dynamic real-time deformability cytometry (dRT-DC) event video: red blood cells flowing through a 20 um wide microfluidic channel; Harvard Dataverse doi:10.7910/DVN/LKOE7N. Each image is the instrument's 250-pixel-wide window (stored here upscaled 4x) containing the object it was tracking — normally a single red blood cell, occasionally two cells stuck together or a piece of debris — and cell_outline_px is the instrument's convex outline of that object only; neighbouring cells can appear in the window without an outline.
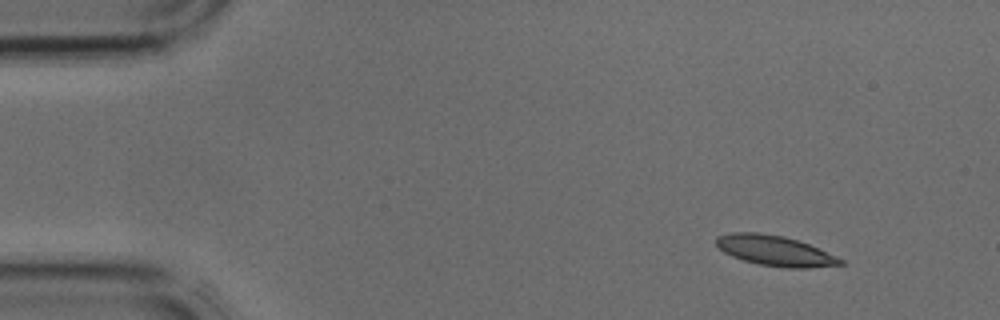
{"species": "common noctule bat (a hibernating species)", "species_latin": "Nyctalus noctula", "temperature_condition": "cold", "stored_images_in_passage": 4, "camera_frame_rate_fps": 3000, "um_per_image_px": 0.085, "animal": {"sex": "male", "body_mass_g": 17.9, "forearm_length_mm": 54.2}, "frame": {"image": 1, "passage_image": 2, "time_ms": 0.333, "image_size_px": [1000, 320], "cell_outline_px": [[844, 264], [808, 268], [784, 268], [760, 264], [744, 260], [732, 256], [724, 252], [716, 244], [716, 236], [732, 232], [756, 232], [784, 236], [808, 244], [844, 260]], "centroid_in_image_um": [65.85, 21.31], "position_along_channel_um": 19.2, "area_um2": 21.68}}
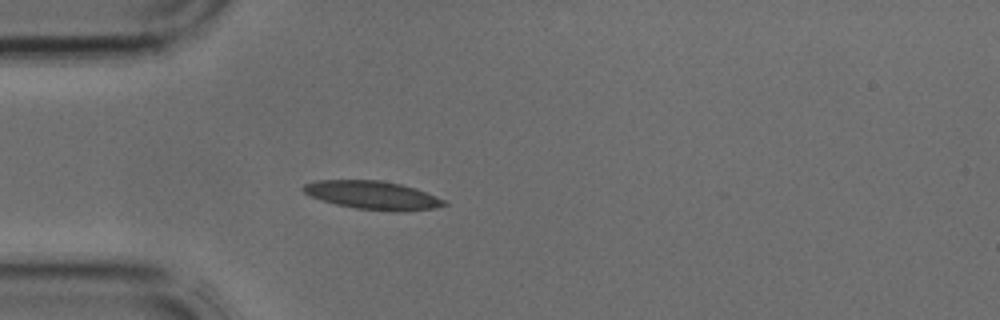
{"frame": {"image": 2, "passage_image": 4, "time_ms": 1.0, "image_size_px": [1000, 320], "cell_outline_px": [[448, 204], [436, 208], [400, 212], [392, 212], [356, 208], [336, 204], [320, 200], [304, 192], [300, 188], [304, 184], [316, 180], [380, 180], [400, 184], [416, 188], [436, 196], [444, 200]], "centroid_in_image_um": [31.68, 16.59], "position_along_channel_um": 53.3, "area_um2": 23.41}}